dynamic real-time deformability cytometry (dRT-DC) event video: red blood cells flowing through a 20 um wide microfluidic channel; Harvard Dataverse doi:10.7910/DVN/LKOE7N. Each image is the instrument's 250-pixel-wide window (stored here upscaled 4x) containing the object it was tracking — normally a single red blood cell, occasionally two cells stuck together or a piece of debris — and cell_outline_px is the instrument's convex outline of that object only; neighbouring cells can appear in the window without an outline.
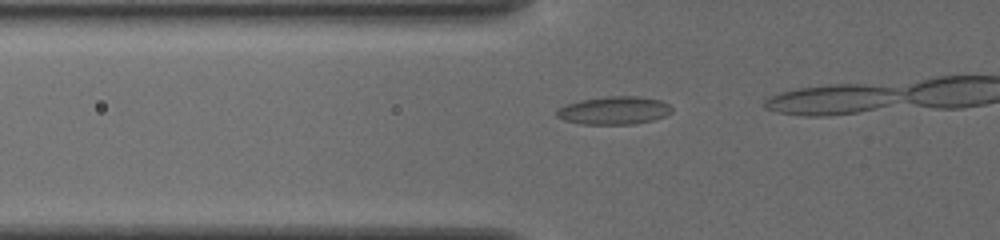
{"species": "common noctule bat (a hibernating species)", "species_latin": "Nyctalus noctula", "temperature_condition": "cold", "stored_images_in_passage": 19, "camera_frame_rate_fps": 3000, "um_per_image_px": 0.085, "animal": {"sex": "female", "body_mass_g": 19.5, "forearm_length_mm": 54.1}, "frame": {"image": 1, "passage_image": 14, "time_ms": 4.333, "image_size_px": [1000, 240], "cell_outline_px": [[672, 112], [664, 116], [652, 120], [632, 124], [584, 124], [564, 120], [556, 116], [556, 112], [560, 108], [568, 104], [580, 100], [608, 96], [636, 96], [660, 100], [668, 104], [672, 108]], "centroid_in_image_um": [52.21, 9.38], "position_along_channel_um": 73.6, "area_um2": 18.55}}